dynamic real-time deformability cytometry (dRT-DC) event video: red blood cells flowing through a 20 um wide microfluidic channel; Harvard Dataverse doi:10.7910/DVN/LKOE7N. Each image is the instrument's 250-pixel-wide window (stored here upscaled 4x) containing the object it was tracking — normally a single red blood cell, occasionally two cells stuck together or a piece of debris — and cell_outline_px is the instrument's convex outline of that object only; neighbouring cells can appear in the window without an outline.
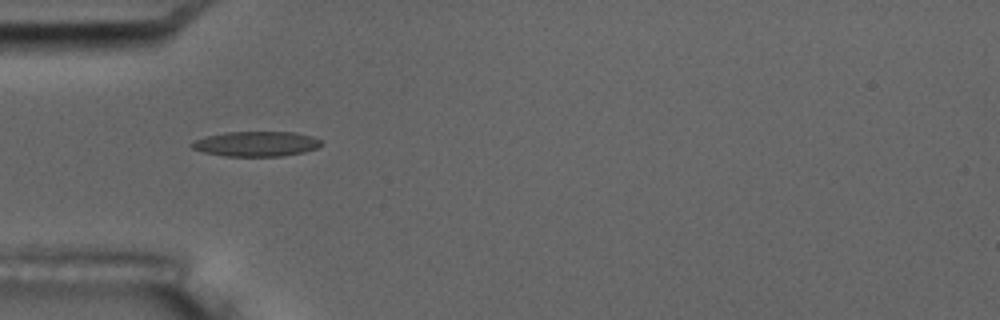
{"species": "common noctule bat (a hibernating species)", "species_latin": "Nyctalus noctula", "temperature_condition": "room temperature", "stored_images_in_passage": 17, "camera_frame_rate_fps": 3000, "um_per_image_px": 0.085, "animal": {"sex": "male", "body_mass_g": 17.5, "forearm_length_mm": 52.3}, "frame": {"image": 1, "passage_image": 6, "time_ms": 5.667, "image_size_px": [1000, 320], "cell_outline_px": [[324, 144], [316, 148], [304, 152], [280, 156], [224, 156], [204, 152], [192, 148], [188, 144], [192, 140], [204, 136], [228, 132], [296, 132], [312, 136], [320, 140]], "centroid_in_image_um": [21.74, 12.22], "position_along_channel_um": 63.3, "area_um2": 19.02}, "authors_computed_cell_mechanics": {"area_um2": 18.0336, "velocity_mm_per_s": 3.5004, "shape_relaxation_time_tau1_ms": null, "shape_relaxation_time_tau2_ms": 2.9075, "deformation_change_tau1": null, "deformation_change_tau2": 0.1202}}